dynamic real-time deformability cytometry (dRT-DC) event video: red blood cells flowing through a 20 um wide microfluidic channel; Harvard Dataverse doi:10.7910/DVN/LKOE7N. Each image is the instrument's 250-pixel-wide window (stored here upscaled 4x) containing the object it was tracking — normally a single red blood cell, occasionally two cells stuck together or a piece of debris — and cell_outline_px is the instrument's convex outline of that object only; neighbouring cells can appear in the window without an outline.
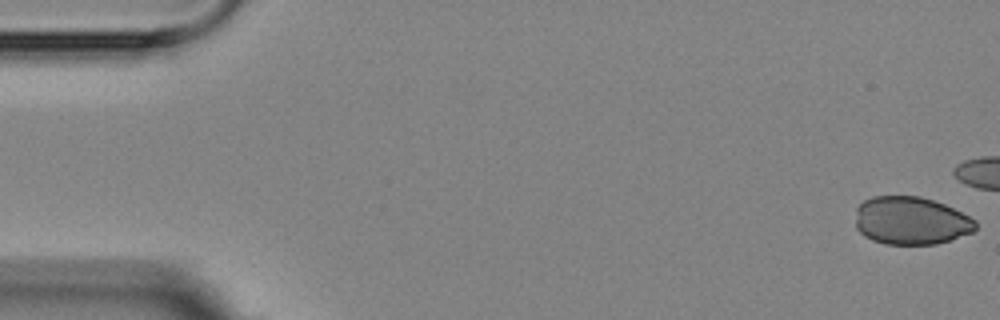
{"species": "Egyptian fruit bat (a non-hibernating species)", "species_latin": "Rousettus aegyptiacus", "temperature_condition": "room temperature", "stored_images_in_passage": 3, "camera_frame_rate_fps": 3000, "um_per_image_px": 0.085, "animal": {"sex": "female"}, "frame": {"image": 1, "passage_image": 1, "time_ms": 0.0, "image_size_px": [1000, 320], "cell_outline_px": [[976, 228], [972, 232], [936, 244], [884, 244], [872, 240], [864, 236], [856, 228], [856, 208], [864, 200], [872, 196], [920, 196], [944, 204], [976, 220]], "centroid_in_image_um": [77.39, 18.76], "position_along_channel_um": 7.6, "area_um2": 33.47}}